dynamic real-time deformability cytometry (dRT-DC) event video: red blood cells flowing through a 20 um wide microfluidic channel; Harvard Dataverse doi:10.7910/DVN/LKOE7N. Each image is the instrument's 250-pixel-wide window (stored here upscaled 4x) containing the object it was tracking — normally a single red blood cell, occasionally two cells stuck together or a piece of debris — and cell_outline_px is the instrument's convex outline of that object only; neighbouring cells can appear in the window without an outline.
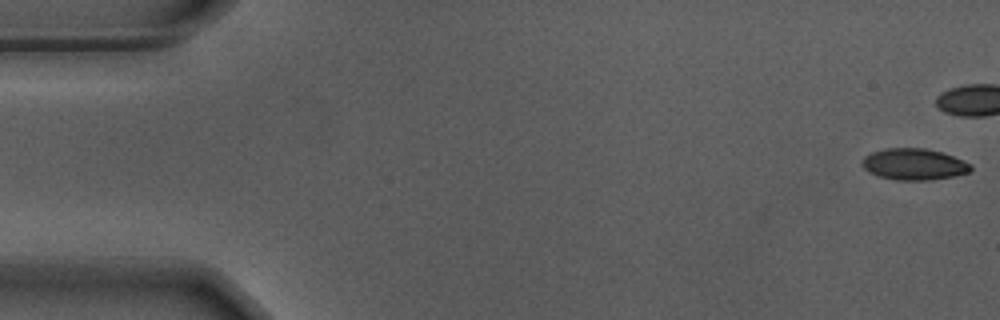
{"species": "Egyptian fruit bat (a non-hibernating species)", "species_latin": "Rousettus aegyptiacus", "temperature_condition": "warm", "stored_images_in_passage": 43, "camera_frame_rate_fps": 3000, "um_per_image_px": 0.085, "animal": {"sex": "male"}, "frame": {"image": 1, "passage_image": 1, "time_ms": 0.0, "image_size_px": [1000, 320], "cell_outline_px": [[972, 172], [952, 176], [928, 180], [896, 180], [880, 176], [868, 172], [860, 164], [864, 156], [872, 152], [888, 148], [924, 148], [940, 152], [952, 156], [972, 164]], "centroid_in_image_um": [77.68, 13.96], "position_along_channel_um": 7.3, "area_um2": 19.83}}
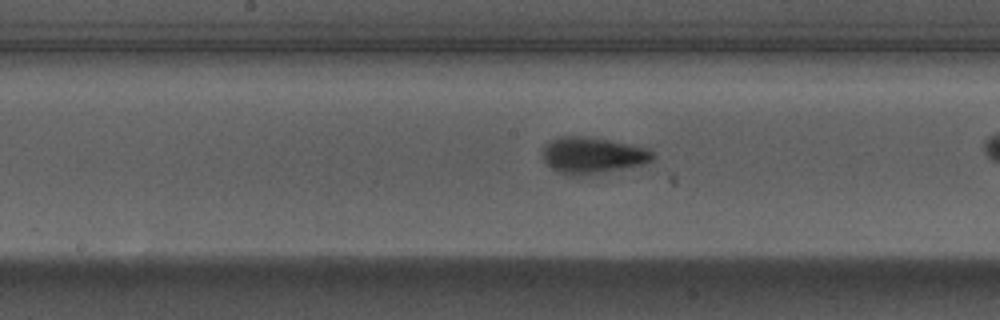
{"frame": {"image": 2, "passage_image": 28, "time_ms": 9.0, "image_size_px": [1000, 320], "cell_outline_px": [[656, 156], [652, 160], [644, 164], [580, 176], [568, 176], [552, 168], [544, 160], [544, 144], [548, 140], [560, 136], [580, 136], [608, 140], [648, 148]], "centroid_in_image_um": [50.35, 13.2], "position_along_channel_um": 197.8, "area_um2": 23.12}}
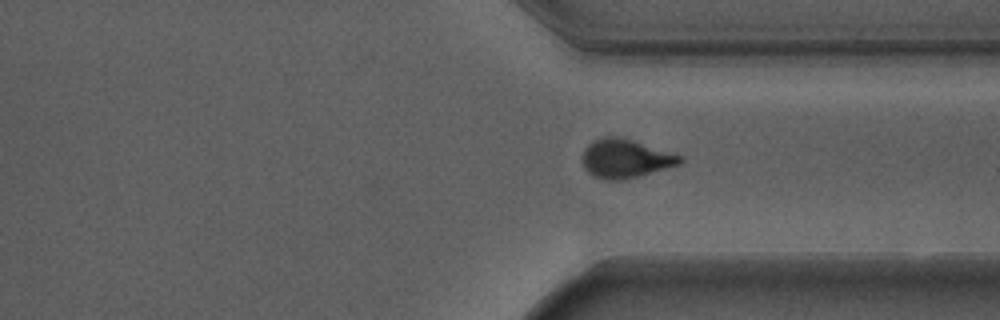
{"frame": {"image": 3, "passage_image": 41, "time_ms": 13.333, "image_size_px": [1000, 320], "cell_outline_px": [[684, 160], [680, 164], [636, 176], [620, 180], [604, 180], [588, 172], [584, 168], [584, 148], [592, 140], [600, 136], [616, 136], [632, 140], [684, 156]], "centroid_in_image_um": [53.16, 13.45], "position_along_channel_um": 358.2, "area_um2": 21.79}}